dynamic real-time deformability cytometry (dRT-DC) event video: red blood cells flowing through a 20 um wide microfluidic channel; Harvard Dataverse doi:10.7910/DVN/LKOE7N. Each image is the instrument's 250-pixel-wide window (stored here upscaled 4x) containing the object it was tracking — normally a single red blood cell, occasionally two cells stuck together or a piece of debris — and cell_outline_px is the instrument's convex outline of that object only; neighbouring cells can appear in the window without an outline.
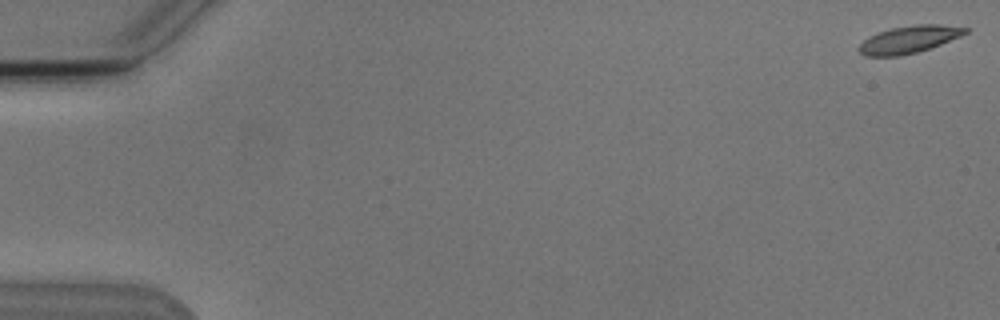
{"species": "Egyptian fruit bat (a non-hibernating species)", "species_latin": "Rousettus aegyptiacus", "temperature_condition": "cold", "stored_images_in_passage": 4, "camera_frame_rate_fps": 3000, "um_per_image_px": 0.085, "animal": {"sex": "male"}, "frame": {"image": 1, "passage_image": 1, "time_ms": 0.0, "image_size_px": [1000, 320], "cell_outline_px": [[968, 32], [960, 36], [940, 44], [916, 52], [900, 56], [864, 56], [860, 52], [860, 44], [864, 40], [876, 32], [892, 28], [916, 24], [936, 24], [968, 28]], "centroid_in_image_um": [77.24, 3.35], "position_along_channel_um": 7.8, "area_um2": 16.65}}